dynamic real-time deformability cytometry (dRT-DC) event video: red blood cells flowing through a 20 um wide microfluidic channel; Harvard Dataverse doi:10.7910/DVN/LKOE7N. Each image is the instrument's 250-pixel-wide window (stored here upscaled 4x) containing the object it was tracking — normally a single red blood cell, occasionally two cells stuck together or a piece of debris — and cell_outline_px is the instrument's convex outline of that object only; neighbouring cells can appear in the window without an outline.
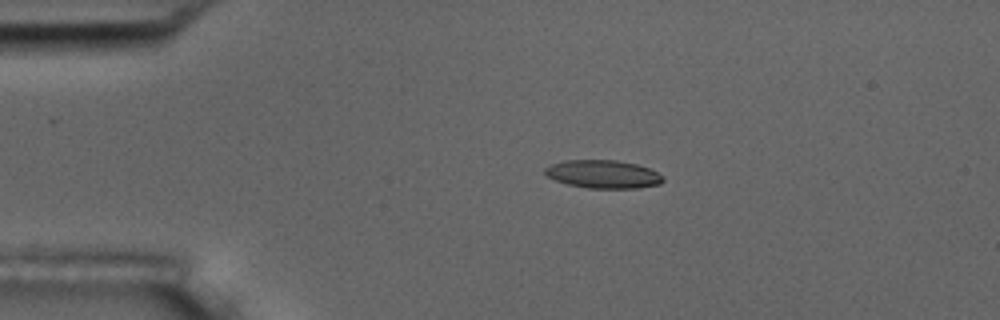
{"species": "common noctule bat (a hibernating species)", "species_latin": "Nyctalus noctula", "temperature_condition": "room temperature", "stored_images_in_passage": 7, "camera_frame_rate_fps": 3000, "um_per_image_px": 0.085, "animal": {"sex": "male", "body_mass_g": 17.5, "forearm_length_mm": 52.3}, "frame": {"image": 1, "passage_image": 2, "time_ms": 1.0, "image_size_px": [1000, 320], "cell_outline_px": [[664, 180], [660, 184], [636, 188], [588, 188], [568, 184], [556, 180], [548, 176], [544, 172], [544, 168], [552, 164], [564, 160], [616, 160], [636, 164], [648, 168], [664, 176]], "centroid_in_image_um": [51.27, 14.8], "position_along_channel_um": 33.7, "area_um2": 19.25}}
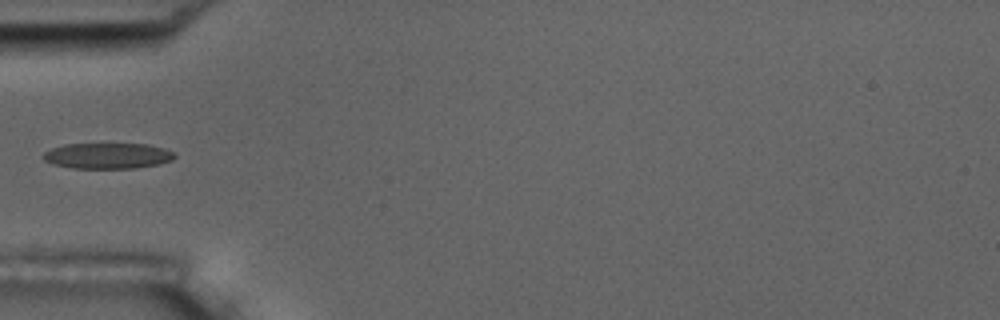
{"frame": {"image": 2, "passage_image": 4, "time_ms": 3.333, "image_size_px": [1000, 320], "cell_outline_px": [[176, 156], [172, 160], [160, 164], [136, 168], [72, 168], [52, 164], [44, 160], [40, 156], [44, 152], [52, 148], [64, 144], [148, 144], [164, 148], [176, 152]], "centroid_in_image_um": [9.16, 13.24], "position_along_channel_um": 75.8, "area_um2": 19.94}}
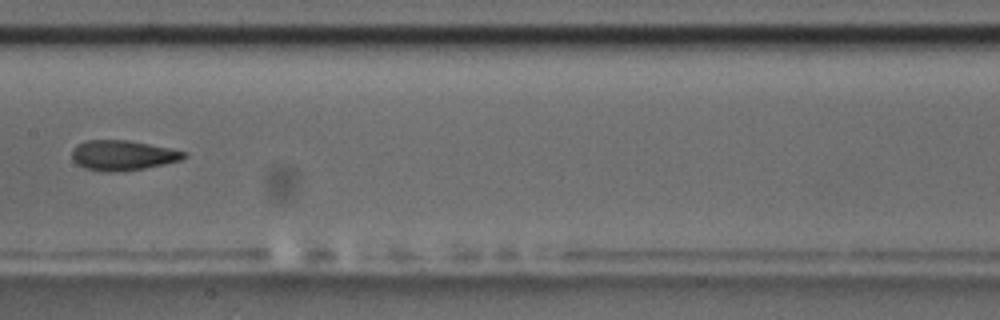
{"frame": {"image": 3, "passage_image": 7, "time_ms": 6.667, "image_size_px": [1000, 320], "cell_outline_px": [[188, 156], [180, 160], [164, 164], [144, 168], [112, 172], [100, 172], [84, 168], [76, 164], [72, 160], [72, 148], [84, 140], [128, 140], [188, 152]], "centroid_in_image_um": [10.39, 13.2], "position_along_channel_um": 197.0, "area_um2": 19.71}}